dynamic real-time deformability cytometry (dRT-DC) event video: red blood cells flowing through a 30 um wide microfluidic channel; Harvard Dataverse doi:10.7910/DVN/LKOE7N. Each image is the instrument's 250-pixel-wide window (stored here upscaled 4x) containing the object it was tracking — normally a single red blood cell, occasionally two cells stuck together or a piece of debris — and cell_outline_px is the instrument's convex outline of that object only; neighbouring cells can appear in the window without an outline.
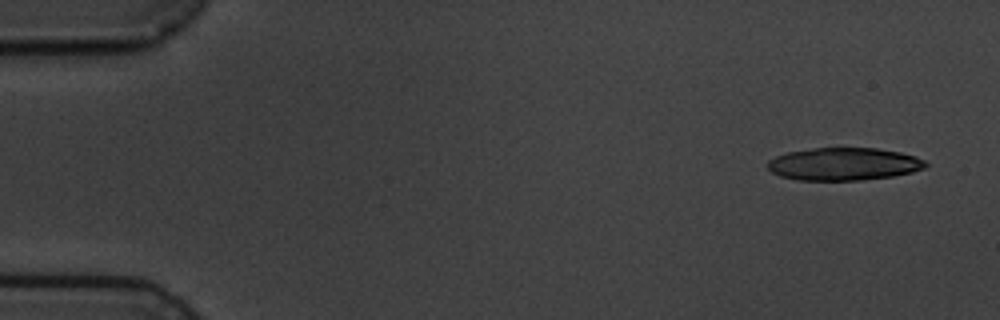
{"species": "common noctule bat (a hibernating species)", "species_latin": "Nyctalus noctula", "temperature_condition": "cold", "stored_images_in_passage": 6, "camera_frame_rate_fps": 3000, "um_per_image_px": 0.085, "animal": {"sex": "male", "body_mass_g": 19.5, "forearm_length_mm": 54.6}, "frame": {"image": 1, "passage_image": 1, "time_ms": 0.0, "image_size_px": [1000, 320], "cell_outline_px": [[928, 164], [924, 168], [912, 172], [892, 176], [860, 180], [796, 180], [780, 176], [772, 172], [768, 168], [768, 160], [776, 156], [788, 152], [816, 148], [876, 148], [900, 152], [916, 156], [924, 160]], "centroid_in_image_um": [71.73, 13.94], "position_along_channel_um": 13.3, "area_um2": 30.0}}